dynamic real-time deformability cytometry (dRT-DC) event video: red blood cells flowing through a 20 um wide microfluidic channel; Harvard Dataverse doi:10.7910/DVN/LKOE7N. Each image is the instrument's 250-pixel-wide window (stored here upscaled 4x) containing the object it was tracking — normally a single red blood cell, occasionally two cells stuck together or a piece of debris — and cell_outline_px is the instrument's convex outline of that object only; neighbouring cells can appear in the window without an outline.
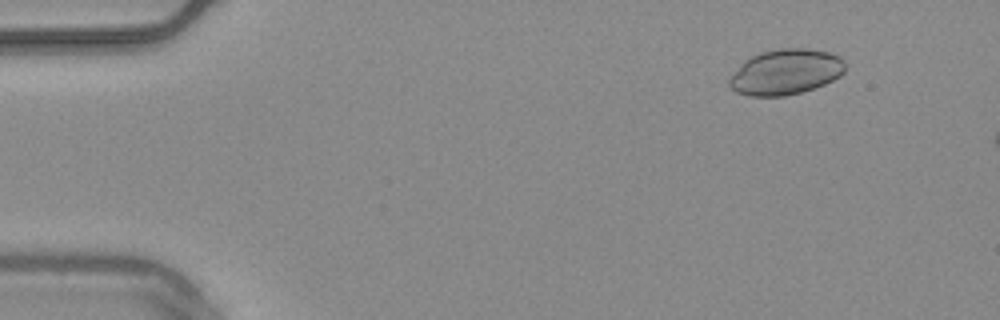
{"species": "common noctule bat (a hibernating species)", "species_latin": "Nyctalus noctula", "temperature_condition": "warm", "stored_images_in_passage": 12, "camera_frame_rate_fps": 3000, "um_per_image_px": 0.085, "animal": {"sex": "male", "body_mass_g": 20.4}, "frame": {"image": 1, "passage_image": 6, "time_ms": 1.667, "image_size_px": [1000, 320], "cell_outline_px": [[844, 72], [840, 76], [824, 84], [800, 92], [784, 96], [748, 96], [736, 92], [728, 84], [728, 80], [740, 64], [744, 60], [760, 52], [776, 48], [808, 48], [828, 52], [840, 56], [844, 60]], "centroid_in_image_um": [66.76, 6.1], "position_along_channel_um": 18.2, "area_um2": 30.75}}